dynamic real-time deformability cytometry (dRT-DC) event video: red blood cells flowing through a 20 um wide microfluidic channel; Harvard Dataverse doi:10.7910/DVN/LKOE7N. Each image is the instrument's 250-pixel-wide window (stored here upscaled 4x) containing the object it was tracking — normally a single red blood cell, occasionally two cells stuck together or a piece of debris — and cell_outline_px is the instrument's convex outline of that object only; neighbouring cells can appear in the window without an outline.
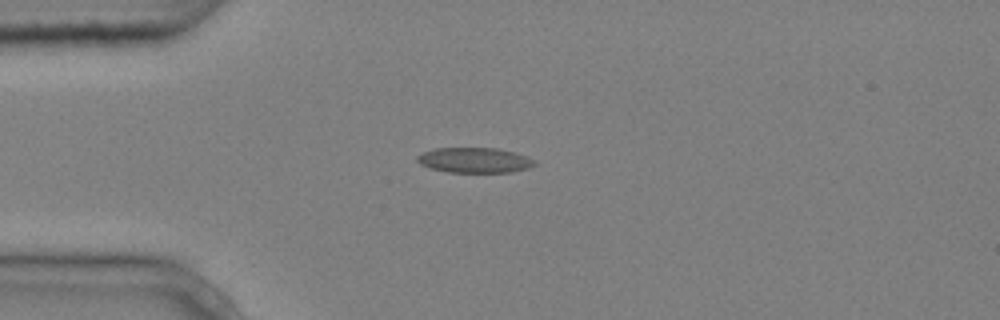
{"species": "common noctule bat (a hibernating species)", "species_latin": "Nyctalus noctula", "temperature_condition": "cold", "stored_images_in_passage": 8, "camera_frame_rate_fps": 3000, "um_per_image_px": 0.085, "animal": {"sex": "male", "body_mass_g": 20.4}, "frame": {"image": 1, "passage_image": 3, "time_ms": 0.667, "image_size_px": [1000, 320], "cell_outline_px": [[540, 164], [528, 168], [512, 172], [448, 172], [432, 168], [420, 164], [416, 160], [416, 156], [424, 152], [436, 148], [496, 148], [512, 152], [536, 160]], "centroid_in_image_um": [40.36, 13.62], "position_along_channel_um": 44.6, "area_um2": 17.17}}
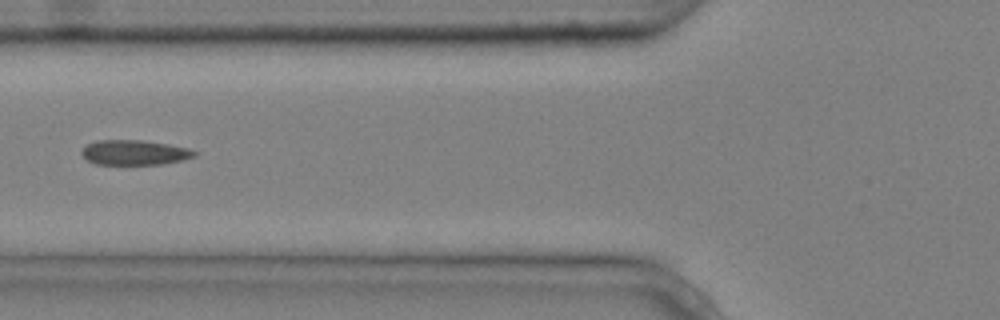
{"frame": {"image": 2, "passage_image": 5, "time_ms": 1.333, "image_size_px": [1000, 320], "cell_outline_px": [[196, 156], [180, 160], [160, 164], [96, 164], [88, 160], [80, 152], [88, 144], [96, 140], [140, 140], [168, 144], [188, 148], [196, 152]], "centroid_in_image_um": [11.42, 12.96], "position_along_channel_um": 114.4, "area_um2": 16.13}}
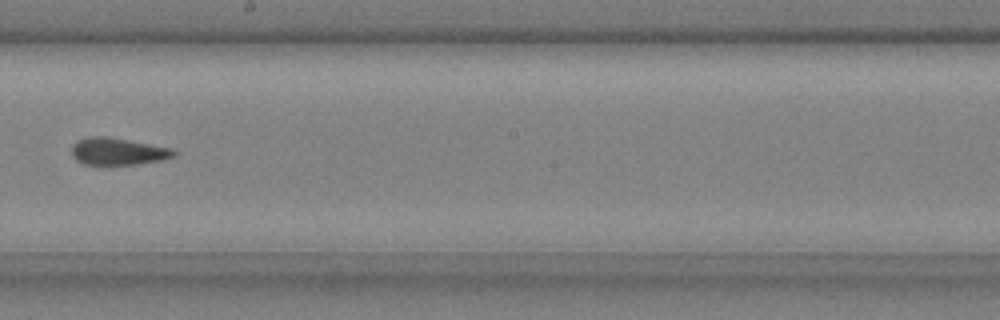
{"frame": {"image": 3, "passage_image": 8, "time_ms": 2.333, "image_size_px": [1000, 320], "cell_outline_px": [[176, 156], [164, 160], [136, 164], [100, 168], [84, 164], [76, 160], [72, 156], [72, 144], [76, 140], [88, 136], [108, 136], [172, 148], [176, 152]], "centroid_in_image_um": [9.97, 12.91], "position_along_channel_um": 238.2, "area_um2": 17.05}}